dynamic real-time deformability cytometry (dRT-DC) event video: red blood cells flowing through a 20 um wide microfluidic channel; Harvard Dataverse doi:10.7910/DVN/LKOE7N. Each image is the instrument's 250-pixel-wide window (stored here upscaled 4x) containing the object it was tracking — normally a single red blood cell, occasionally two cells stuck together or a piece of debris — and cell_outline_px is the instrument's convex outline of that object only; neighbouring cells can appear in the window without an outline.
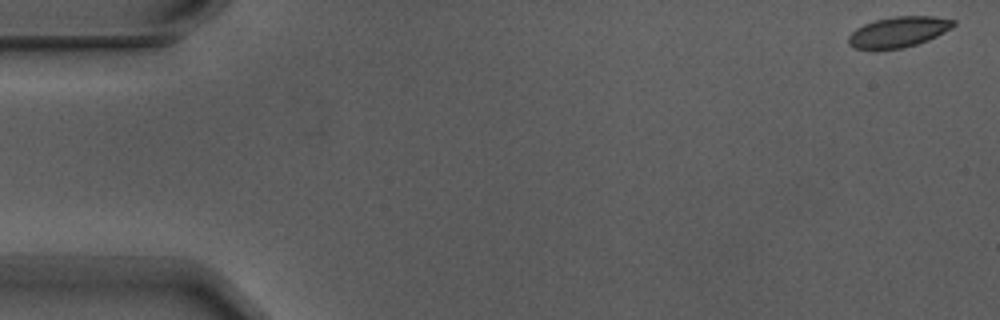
{"species": "Egyptian fruit bat (a non-hibernating species)", "species_latin": "Rousettus aegyptiacus", "temperature_condition": "warm", "stored_images_in_passage": 4, "segment_of_instrument_passage": [2, 2], "camera_frame_rate_fps": 3000, "um_per_image_px": 0.085, "animal": {"sex": "male"}, "frame": {"image": 1, "passage_image": 4, "time_ms": 1.0, "image_size_px": [1000, 320], "cell_outline_px": [[956, 24], [952, 28], [928, 40], [904, 48], [856, 48], [848, 44], [848, 36], [856, 28], [864, 24], [876, 20], [896, 16], [932, 16], [956, 20]], "centroid_in_image_um": [76.4, 2.7], "position_along_channel_um": 8.6, "area_um2": 18.44}}